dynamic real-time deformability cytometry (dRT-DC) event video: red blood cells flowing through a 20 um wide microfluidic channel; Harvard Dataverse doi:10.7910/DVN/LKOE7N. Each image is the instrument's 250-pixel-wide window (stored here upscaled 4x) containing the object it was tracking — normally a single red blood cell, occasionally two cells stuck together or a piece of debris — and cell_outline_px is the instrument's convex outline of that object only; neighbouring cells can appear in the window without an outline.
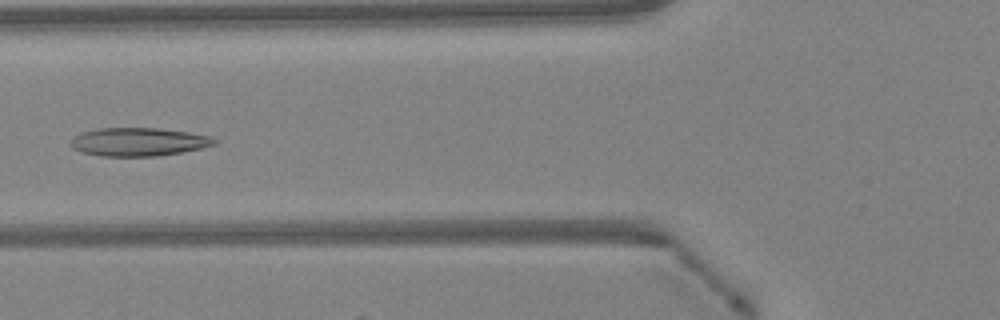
{"species": "Egyptian fruit bat (a non-hibernating species)", "species_latin": "Rousettus aegyptiacus", "temperature_condition": "warm", "stored_images_in_passage": 47, "camera_frame_rate_fps": 3000, "um_per_image_px": 0.085, "animal": {"sex": "female"}, "frame": {"image": 1, "passage_image": 19, "time_ms": 6.0, "image_size_px": [1000, 320], "cell_outline_px": [[216, 144], [200, 148], [180, 152], [156, 156], [100, 156], [80, 152], [72, 148], [68, 144], [80, 132], [96, 128], [156, 128], [188, 132], [208, 136], [216, 140]], "centroid_in_image_um": [11.7, 12.06], "position_along_channel_um": 114.1, "area_um2": 23.64}}
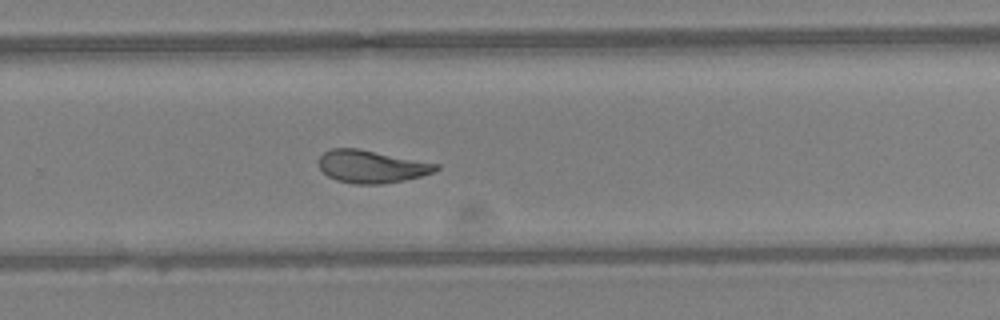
{"frame": {"image": 2, "passage_image": 32, "time_ms": 10.333, "image_size_px": [1000, 320], "cell_outline_px": [[440, 168], [432, 172], [420, 176], [404, 180], [380, 184], [356, 184], [336, 180], [328, 176], [320, 168], [316, 160], [324, 152], [332, 148], [356, 148], [440, 164]], "centroid_in_image_um": [31.55, 14.15], "position_along_channel_um": 298.3, "area_um2": 22.2}}
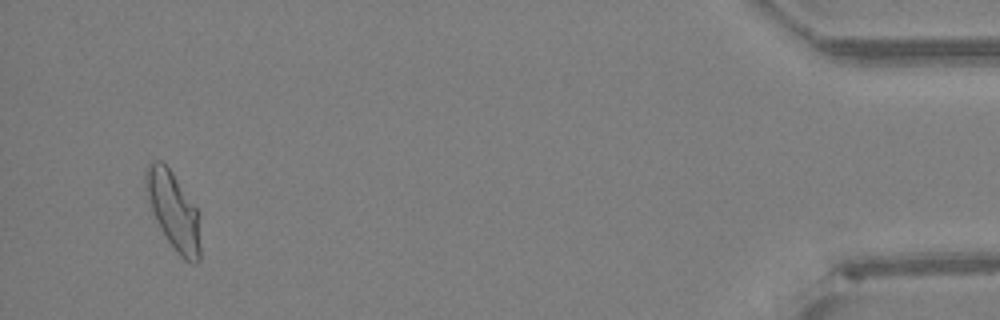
{"frame": {"image": 3, "passage_image": 46, "time_ms": 15.0, "image_size_px": [1000, 320], "cell_outline_px": [[200, 260], [196, 264], [192, 264], [184, 260], [176, 252], [160, 228], [152, 212], [144, 184], [144, 172], [148, 164], [156, 160], [160, 160], [172, 172], [200, 212]], "centroid_in_image_um": [14.77, 17.94], "position_along_channel_um": 420.4, "area_um2": 24.97}}